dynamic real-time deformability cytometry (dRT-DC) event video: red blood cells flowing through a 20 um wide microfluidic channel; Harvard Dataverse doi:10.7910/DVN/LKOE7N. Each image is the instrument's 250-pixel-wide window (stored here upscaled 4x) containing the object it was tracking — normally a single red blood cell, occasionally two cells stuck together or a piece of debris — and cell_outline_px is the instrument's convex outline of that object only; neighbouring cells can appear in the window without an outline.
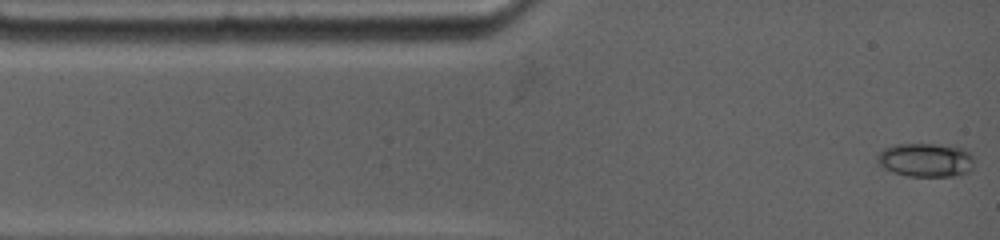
{"species": "common noctule bat (a hibernating species)", "species_latin": "Nyctalus noctula", "temperature_condition": "warm", "stored_images_in_passage": 10, "camera_frame_rate_fps": 4500, "um_per_image_px": 0.085, "animal": {"sex": "female", "body_mass_g": 19.0, "forearm_length_mm": 53.3}, "frame": {"image": 1, "passage_image": 1, "time_ms": 0.0, "image_size_px": [1000, 240], "cell_outline_px": [[972, 168], [968, 172], [960, 176], [908, 176], [884, 168], [876, 160], [876, 156], [884, 148], [892, 144], [936, 144], [960, 148], [972, 152]], "centroid_in_image_um": [78.69, 13.6], "position_along_channel_um": 6.3, "area_um2": 19.07}}
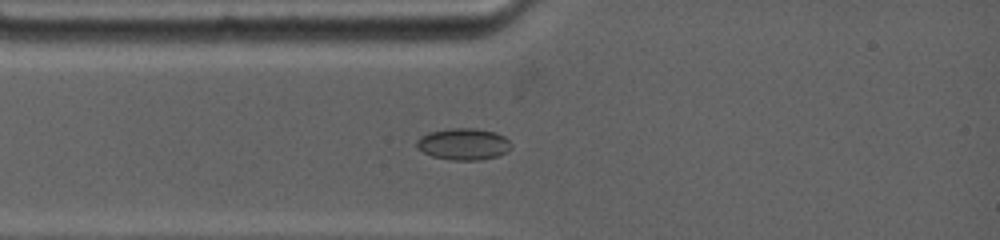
{"frame": {"image": 2, "passage_image": 7, "time_ms": 2.222, "image_size_px": [1000, 240], "cell_outline_px": [[512, 144], [504, 152], [496, 156], [480, 160], [452, 160], [432, 156], [416, 148], [416, 140], [420, 136], [428, 132], [452, 128], [476, 128], [496, 132], [504, 136]], "centroid_in_image_um": [39.35, 12.23], "position_along_channel_um": 45.6, "area_um2": 17.4}}
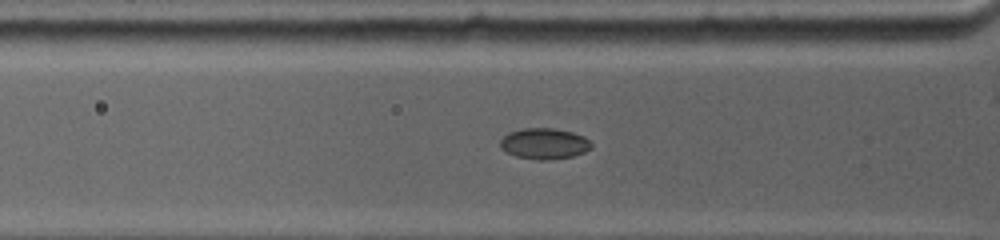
{"frame": {"image": 3, "passage_image": 9, "time_ms": 3.111, "image_size_px": [1000, 240], "cell_outline_px": [[592, 148], [584, 152], [572, 156], [548, 160], [536, 160], [516, 156], [500, 148], [500, 140], [508, 132], [524, 128], [552, 128], [572, 132], [584, 136], [592, 140]], "centroid_in_image_um": [46.29, 12.2], "position_along_channel_um": 79.5, "area_um2": 16.53}}